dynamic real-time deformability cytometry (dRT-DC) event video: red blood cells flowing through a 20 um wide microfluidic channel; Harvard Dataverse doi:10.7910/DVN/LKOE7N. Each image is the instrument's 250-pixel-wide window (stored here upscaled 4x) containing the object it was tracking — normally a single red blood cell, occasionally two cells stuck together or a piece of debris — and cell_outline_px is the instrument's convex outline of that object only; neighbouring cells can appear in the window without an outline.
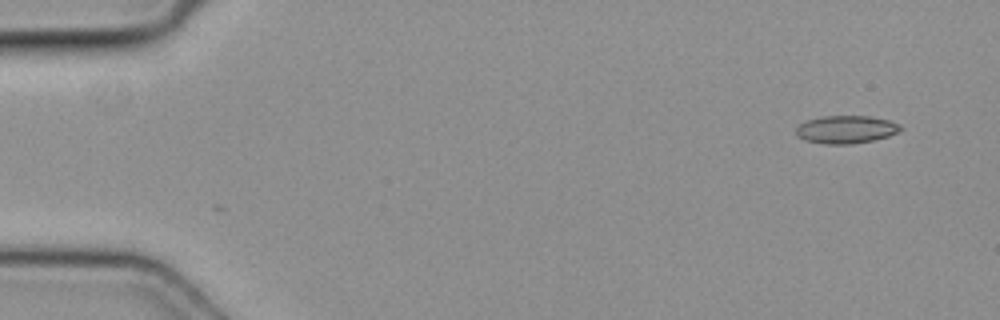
{"species": "common noctule bat (a hibernating species)", "species_latin": "Nyctalus noctula", "temperature_condition": "cold", "stored_images_in_passage": 47, "camera_frame_rate_fps": 3000, "um_per_image_px": 0.085, "animal": {"sex": "female", "body_mass_g": 19.3, "forearm_length_mm": 54.1}, "frame": {"image": 1, "passage_image": 1, "time_ms": 0.0, "image_size_px": [1000, 320], "cell_outline_px": [[904, 128], [900, 132], [888, 136], [872, 140], [852, 144], [824, 144], [808, 140], [796, 136], [796, 128], [800, 124], [808, 120], [824, 116], [868, 116], [888, 120], [900, 124]], "centroid_in_image_um": [71.95, 11.0], "position_along_channel_um": 13.0, "area_um2": 16.88}}
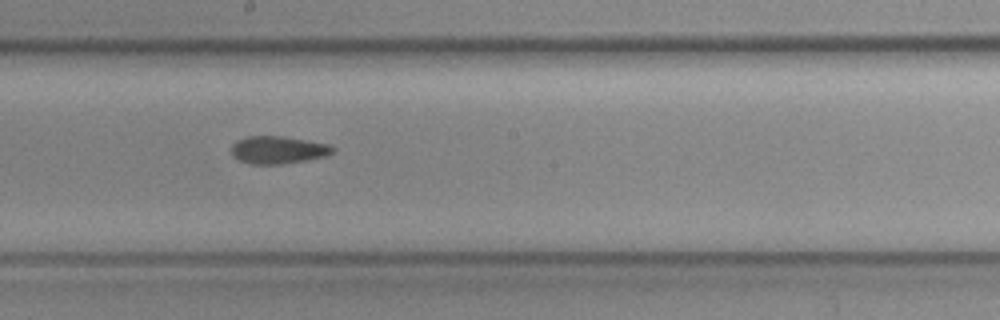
{"frame": {"image": 2, "passage_image": 25, "time_ms": 8.0, "image_size_px": [1000, 320], "cell_outline_px": [[336, 148], [332, 152], [324, 156], [304, 160], [280, 164], [248, 164], [240, 160], [232, 152], [232, 144], [236, 140], [248, 136], [280, 136], [328, 144]], "centroid_in_image_um": [23.61, 12.74], "position_along_channel_um": 224.6, "area_um2": 15.95}}
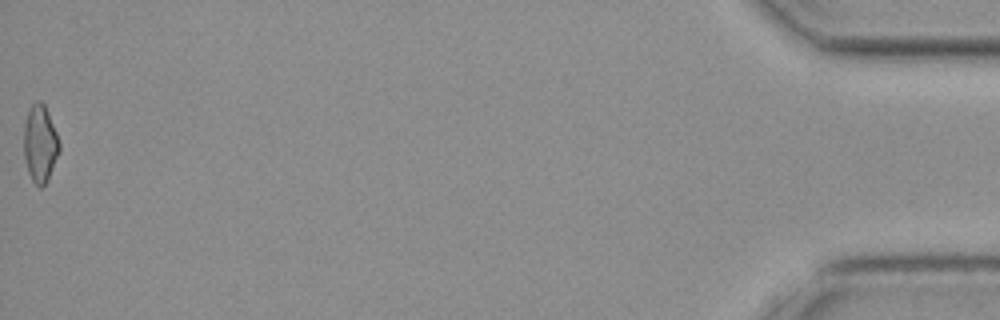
{"frame": {"image": 3, "passage_image": 47, "time_ms": 15.333, "image_size_px": [1000, 320], "cell_outline_px": [[60, 152], [44, 184], [40, 188], [32, 180], [28, 172], [24, 156], [24, 124], [28, 112], [32, 104], [36, 100], [40, 100], [44, 104], [56, 132], [60, 144]], "centroid_in_image_um": [3.4, 12.19], "position_along_channel_um": 431.8, "area_um2": 15.72}}